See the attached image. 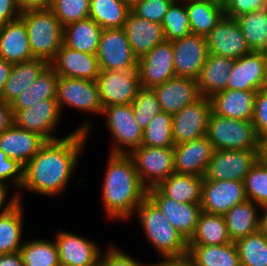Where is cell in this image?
<instances>
[{"mask_svg":"<svg viewBox=\"0 0 267 266\" xmlns=\"http://www.w3.org/2000/svg\"><path fill=\"white\" fill-rule=\"evenodd\" d=\"M89 122L84 120L64 138L47 141L24 165L20 188L50 198L62 195L74 176L78 158L92 131L93 123Z\"/></svg>","mask_w":267,"mask_h":266,"instance_id":"1","label":"cell"},{"mask_svg":"<svg viewBox=\"0 0 267 266\" xmlns=\"http://www.w3.org/2000/svg\"><path fill=\"white\" fill-rule=\"evenodd\" d=\"M102 184V201L107 219L130 220L137 205L147 197L132 157L109 153Z\"/></svg>","mask_w":267,"mask_h":266,"instance_id":"2","label":"cell"},{"mask_svg":"<svg viewBox=\"0 0 267 266\" xmlns=\"http://www.w3.org/2000/svg\"><path fill=\"white\" fill-rule=\"evenodd\" d=\"M144 234L161 257L182 256L188 253V242L172 226L167 217L146 197L133 212Z\"/></svg>","mask_w":267,"mask_h":266,"instance_id":"3","label":"cell"},{"mask_svg":"<svg viewBox=\"0 0 267 266\" xmlns=\"http://www.w3.org/2000/svg\"><path fill=\"white\" fill-rule=\"evenodd\" d=\"M32 56L49 64L55 59L63 45L64 26L50 10H28L21 13Z\"/></svg>","mask_w":267,"mask_h":266,"instance_id":"4","label":"cell"},{"mask_svg":"<svg viewBox=\"0 0 267 266\" xmlns=\"http://www.w3.org/2000/svg\"><path fill=\"white\" fill-rule=\"evenodd\" d=\"M206 136L215 150H263L252 120L232 119L211 112Z\"/></svg>","mask_w":267,"mask_h":266,"instance_id":"5","label":"cell"},{"mask_svg":"<svg viewBox=\"0 0 267 266\" xmlns=\"http://www.w3.org/2000/svg\"><path fill=\"white\" fill-rule=\"evenodd\" d=\"M101 115L106 117L107 129L113 139L110 153L130 154L141 146L143 130L135 120L131 104L103 107Z\"/></svg>","mask_w":267,"mask_h":266,"instance_id":"6","label":"cell"},{"mask_svg":"<svg viewBox=\"0 0 267 266\" xmlns=\"http://www.w3.org/2000/svg\"><path fill=\"white\" fill-rule=\"evenodd\" d=\"M129 155L134 161L139 179L147 190L157 187L174 173L173 148L141 145Z\"/></svg>","mask_w":267,"mask_h":266,"instance_id":"7","label":"cell"},{"mask_svg":"<svg viewBox=\"0 0 267 266\" xmlns=\"http://www.w3.org/2000/svg\"><path fill=\"white\" fill-rule=\"evenodd\" d=\"M262 155L263 150H215L204 177L217 181H244Z\"/></svg>","mask_w":267,"mask_h":266,"instance_id":"8","label":"cell"},{"mask_svg":"<svg viewBox=\"0 0 267 266\" xmlns=\"http://www.w3.org/2000/svg\"><path fill=\"white\" fill-rule=\"evenodd\" d=\"M100 70L118 71L138 68L124 28L103 29L96 53Z\"/></svg>","mask_w":267,"mask_h":266,"instance_id":"9","label":"cell"},{"mask_svg":"<svg viewBox=\"0 0 267 266\" xmlns=\"http://www.w3.org/2000/svg\"><path fill=\"white\" fill-rule=\"evenodd\" d=\"M56 100L61 111L65 106L101 116L103 106L96 81L80 78H58Z\"/></svg>","mask_w":267,"mask_h":266,"instance_id":"10","label":"cell"},{"mask_svg":"<svg viewBox=\"0 0 267 266\" xmlns=\"http://www.w3.org/2000/svg\"><path fill=\"white\" fill-rule=\"evenodd\" d=\"M96 82L103 107L131 104L141 87L138 69L100 70Z\"/></svg>","mask_w":267,"mask_h":266,"instance_id":"11","label":"cell"},{"mask_svg":"<svg viewBox=\"0 0 267 266\" xmlns=\"http://www.w3.org/2000/svg\"><path fill=\"white\" fill-rule=\"evenodd\" d=\"M61 115L57 100L48 99L16 111L13 120L17 127L39 134L46 141H54L61 139L54 135L60 124Z\"/></svg>","mask_w":267,"mask_h":266,"instance_id":"12","label":"cell"},{"mask_svg":"<svg viewBox=\"0 0 267 266\" xmlns=\"http://www.w3.org/2000/svg\"><path fill=\"white\" fill-rule=\"evenodd\" d=\"M246 200L244 181H217L203 177L200 202L203 212L224 215Z\"/></svg>","mask_w":267,"mask_h":266,"instance_id":"13","label":"cell"},{"mask_svg":"<svg viewBox=\"0 0 267 266\" xmlns=\"http://www.w3.org/2000/svg\"><path fill=\"white\" fill-rule=\"evenodd\" d=\"M211 112L210 98L202 96L195 103L172 115V136L175 145L205 136Z\"/></svg>","mask_w":267,"mask_h":266,"instance_id":"14","label":"cell"},{"mask_svg":"<svg viewBox=\"0 0 267 266\" xmlns=\"http://www.w3.org/2000/svg\"><path fill=\"white\" fill-rule=\"evenodd\" d=\"M173 56L172 42L165 40L139 58L137 69L140 86L143 88H153L176 77Z\"/></svg>","mask_w":267,"mask_h":266,"instance_id":"15","label":"cell"},{"mask_svg":"<svg viewBox=\"0 0 267 266\" xmlns=\"http://www.w3.org/2000/svg\"><path fill=\"white\" fill-rule=\"evenodd\" d=\"M176 77L196 80L208 56L206 37L190 34L172 41Z\"/></svg>","mask_w":267,"mask_h":266,"instance_id":"16","label":"cell"},{"mask_svg":"<svg viewBox=\"0 0 267 266\" xmlns=\"http://www.w3.org/2000/svg\"><path fill=\"white\" fill-rule=\"evenodd\" d=\"M267 88V55L250 52L235 59L226 89L258 91Z\"/></svg>","mask_w":267,"mask_h":266,"instance_id":"17","label":"cell"},{"mask_svg":"<svg viewBox=\"0 0 267 266\" xmlns=\"http://www.w3.org/2000/svg\"><path fill=\"white\" fill-rule=\"evenodd\" d=\"M147 197L188 242L195 232L199 215L202 212L201 204L177 202L165 197L156 187L147 190Z\"/></svg>","mask_w":267,"mask_h":266,"instance_id":"18","label":"cell"},{"mask_svg":"<svg viewBox=\"0 0 267 266\" xmlns=\"http://www.w3.org/2000/svg\"><path fill=\"white\" fill-rule=\"evenodd\" d=\"M208 53L238 59L251 52L237 20L224 15L206 36Z\"/></svg>","mask_w":267,"mask_h":266,"instance_id":"19","label":"cell"},{"mask_svg":"<svg viewBox=\"0 0 267 266\" xmlns=\"http://www.w3.org/2000/svg\"><path fill=\"white\" fill-rule=\"evenodd\" d=\"M56 234L60 266H92L100 260L102 251L96 242L69 231Z\"/></svg>","mask_w":267,"mask_h":266,"instance_id":"20","label":"cell"},{"mask_svg":"<svg viewBox=\"0 0 267 266\" xmlns=\"http://www.w3.org/2000/svg\"><path fill=\"white\" fill-rule=\"evenodd\" d=\"M174 173L204 177L209 162L215 152L207 136H203L173 147Z\"/></svg>","mask_w":267,"mask_h":266,"instance_id":"21","label":"cell"},{"mask_svg":"<svg viewBox=\"0 0 267 266\" xmlns=\"http://www.w3.org/2000/svg\"><path fill=\"white\" fill-rule=\"evenodd\" d=\"M153 90L160 102L162 111L174 115L187 105L195 103L202 96L196 80L173 77Z\"/></svg>","mask_w":267,"mask_h":266,"instance_id":"22","label":"cell"},{"mask_svg":"<svg viewBox=\"0 0 267 266\" xmlns=\"http://www.w3.org/2000/svg\"><path fill=\"white\" fill-rule=\"evenodd\" d=\"M58 76L96 81L100 74L96 54H89L66 47L64 44L50 63Z\"/></svg>","mask_w":267,"mask_h":266,"instance_id":"23","label":"cell"},{"mask_svg":"<svg viewBox=\"0 0 267 266\" xmlns=\"http://www.w3.org/2000/svg\"><path fill=\"white\" fill-rule=\"evenodd\" d=\"M46 142L39 134L19 128L14 123L0 134V150L23 166Z\"/></svg>","mask_w":267,"mask_h":266,"instance_id":"24","label":"cell"},{"mask_svg":"<svg viewBox=\"0 0 267 266\" xmlns=\"http://www.w3.org/2000/svg\"><path fill=\"white\" fill-rule=\"evenodd\" d=\"M123 28L130 47L138 59L147 54L157 44L165 41L161 24L140 18L132 11L128 13Z\"/></svg>","mask_w":267,"mask_h":266,"instance_id":"25","label":"cell"},{"mask_svg":"<svg viewBox=\"0 0 267 266\" xmlns=\"http://www.w3.org/2000/svg\"><path fill=\"white\" fill-rule=\"evenodd\" d=\"M0 58L11 63L34 59L27 29L21 18L0 26Z\"/></svg>","mask_w":267,"mask_h":266,"instance_id":"26","label":"cell"},{"mask_svg":"<svg viewBox=\"0 0 267 266\" xmlns=\"http://www.w3.org/2000/svg\"><path fill=\"white\" fill-rule=\"evenodd\" d=\"M257 91L226 89L211 98L212 112L223 117L252 120Z\"/></svg>","mask_w":267,"mask_h":266,"instance_id":"27","label":"cell"},{"mask_svg":"<svg viewBox=\"0 0 267 266\" xmlns=\"http://www.w3.org/2000/svg\"><path fill=\"white\" fill-rule=\"evenodd\" d=\"M234 60L209 53L196 82L201 96L211 98L226 90Z\"/></svg>","mask_w":267,"mask_h":266,"instance_id":"28","label":"cell"},{"mask_svg":"<svg viewBox=\"0 0 267 266\" xmlns=\"http://www.w3.org/2000/svg\"><path fill=\"white\" fill-rule=\"evenodd\" d=\"M258 207L262 209L251 200H246L223 215L232 242L261 229V212H258Z\"/></svg>","mask_w":267,"mask_h":266,"instance_id":"29","label":"cell"},{"mask_svg":"<svg viewBox=\"0 0 267 266\" xmlns=\"http://www.w3.org/2000/svg\"><path fill=\"white\" fill-rule=\"evenodd\" d=\"M102 31L96 21L87 17L64 27L63 44L77 51L96 54Z\"/></svg>","mask_w":267,"mask_h":266,"instance_id":"30","label":"cell"},{"mask_svg":"<svg viewBox=\"0 0 267 266\" xmlns=\"http://www.w3.org/2000/svg\"><path fill=\"white\" fill-rule=\"evenodd\" d=\"M49 65L47 61L35 58L13 63L11 74L2 92V99L10 104L22 91L28 89Z\"/></svg>","mask_w":267,"mask_h":266,"instance_id":"31","label":"cell"},{"mask_svg":"<svg viewBox=\"0 0 267 266\" xmlns=\"http://www.w3.org/2000/svg\"><path fill=\"white\" fill-rule=\"evenodd\" d=\"M58 78V74L49 65L28 89L22 91L10 103L13 114L18 110L31 107L39 101L56 99Z\"/></svg>","mask_w":267,"mask_h":266,"instance_id":"32","label":"cell"},{"mask_svg":"<svg viewBox=\"0 0 267 266\" xmlns=\"http://www.w3.org/2000/svg\"><path fill=\"white\" fill-rule=\"evenodd\" d=\"M202 181L203 177L173 173L156 188L177 202L200 204Z\"/></svg>","mask_w":267,"mask_h":266,"instance_id":"33","label":"cell"},{"mask_svg":"<svg viewBox=\"0 0 267 266\" xmlns=\"http://www.w3.org/2000/svg\"><path fill=\"white\" fill-rule=\"evenodd\" d=\"M191 34L206 37L225 15L224 6L210 0H186Z\"/></svg>","mask_w":267,"mask_h":266,"instance_id":"34","label":"cell"},{"mask_svg":"<svg viewBox=\"0 0 267 266\" xmlns=\"http://www.w3.org/2000/svg\"><path fill=\"white\" fill-rule=\"evenodd\" d=\"M196 266H241L235 242L221 245H188Z\"/></svg>","mask_w":267,"mask_h":266,"instance_id":"35","label":"cell"},{"mask_svg":"<svg viewBox=\"0 0 267 266\" xmlns=\"http://www.w3.org/2000/svg\"><path fill=\"white\" fill-rule=\"evenodd\" d=\"M232 242L223 215L201 212L188 245H221Z\"/></svg>","mask_w":267,"mask_h":266,"instance_id":"36","label":"cell"},{"mask_svg":"<svg viewBox=\"0 0 267 266\" xmlns=\"http://www.w3.org/2000/svg\"><path fill=\"white\" fill-rule=\"evenodd\" d=\"M251 52H267V7L236 18Z\"/></svg>","mask_w":267,"mask_h":266,"instance_id":"37","label":"cell"},{"mask_svg":"<svg viewBox=\"0 0 267 266\" xmlns=\"http://www.w3.org/2000/svg\"><path fill=\"white\" fill-rule=\"evenodd\" d=\"M23 202L5 214H0V254L20 251L23 237Z\"/></svg>","mask_w":267,"mask_h":266,"instance_id":"38","label":"cell"},{"mask_svg":"<svg viewBox=\"0 0 267 266\" xmlns=\"http://www.w3.org/2000/svg\"><path fill=\"white\" fill-rule=\"evenodd\" d=\"M130 11L121 0H90L89 17L102 29L123 28Z\"/></svg>","mask_w":267,"mask_h":266,"instance_id":"39","label":"cell"},{"mask_svg":"<svg viewBox=\"0 0 267 266\" xmlns=\"http://www.w3.org/2000/svg\"><path fill=\"white\" fill-rule=\"evenodd\" d=\"M24 266H60L55 241L32 239L20 248Z\"/></svg>","mask_w":267,"mask_h":266,"instance_id":"40","label":"cell"},{"mask_svg":"<svg viewBox=\"0 0 267 266\" xmlns=\"http://www.w3.org/2000/svg\"><path fill=\"white\" fill-rule=\"evenodd\" d=\"M235 243L241 266H267V236L261 229Z\"/></svg>","mask_w":267,"mask_h":266,"instance_id":"41","label":"cell"},{"mask_svg":"<svg viewBox=\"0 0 267 266\" xmlns=\"http://www.w3.org/2000/svg\"><path fill=\"white\" fill-rule=\"evenodd\" d=\"M142 146L173 148L172 115L161 111L143 130Z\"/></svg>","mask_w":267,"mask_h":266,"instance_id":"42","label":"cell"},{"mask_svg":"<svg viewBox=\"0 0 267 266\" xmlns=\"http://www.w3.org/2000/svg\"><path fill=\"white\" fill-rule=\"evenodd\" d=\"M244 188L247 200L267 207V158L263 155L245 176Z\"/></svg>","mask_w":267,"mask_h":266,"instance_id":"43","label":"cell"},{"mask_svg":"<svg viewBox=\"0 0 267 266\" xmlns=\"http://www.w3.org/2000/svg\"><path fill=\"white\" fill-rule=\"evenodd\" d=\"M161 25L166 41L172 42L190 35V21L185 2L171 4Z\"/></svg>","mask_w":267,"mask_h":266,"instance_id":"44","label":"cell"},{"mask_svg":"<svg viewBox=\"0 0 267 266\" xmlns=\"http://www.w3.org/2000/svg\"><path fill=\"white\" fill-rule=\"evenodd\" d=\"M131 105L135 120L142 130L162 111L153 88L140 87Z\"/></svg>","mask_w":267,"mask_h":266,"instance_id":"45","label":"cell"},{"mask_svg":"<svg viewBox=\"0 0 267 266\" xmlns=\"http://www.w3.org/2000/svg\"><path fill=\"white\" fill-rule=\"evenodd\" d=\"M50 10L65 27L89 17L90 0H53Z\"/></svg>","mask_w":267,"mask_h":266,"instance_id":"46","label":"cell"},{"mask_svg":"<svg viewBox=\"0 0 267 266\" xmlns=\"http://www.w3.org/2000/svg\"><path fill=\"white\" fill-rule=\"evenodd\" d=\"M170 5L166 0H139L131 11L140 18L161 24Z\"/></svg>","mask_w":267,"mask_h":266,"instance_id":"47","label":"cell"},{"mask_svg":"<svg viewBox=\"0 0 267 266\" xmlns=\"http://www.w3.org/2000/svg\"><path fill=\"white\" fill-rule=\"evenodd\" d=\"M23 168L15 159H10L2 150H0V181L8 183L16 188L21 187L23 182Z\"/></svg>","mask_w":267,"mask_h":266,"instance_id":"48","label":"cell"},{"mask_svg":"<svg viewBox=\"0 0 267 266\" xmlns=\"http://www.w3.org/2000/svg\"><path fill=\"white\" fill-rule=\"evenodd\" d=\"M252 122L258 137L264 142L267 139V88L256 93Z\"/></svg>","mask_w":267,"mask_h":266,"instance_id":"49","label":"cell"},{"mask_svg":"<svg viewBox=\"0 0 267 266\" xmlns=\"http://www.w3.org/2000/svg\"><path fill=\"white\" fill-rule=\"evenodd\" d=\"M105 251L104 255L102 253L100 255V260L104 266H153V263H142L140 260L134 259L113 244L109 245Z\"/></svg>","mask_w":267,"mask_h":266,"instance_id":"50","label":"cell"},{"mask_svg":"<svg viewBox=\"0 0 267 266\" xmlns=\"http://www.w3.org/2000/svg\"><path fill=\"white\" fill-rule=\"evenodd\" d=\"M267 7L266 0H227L224 5L225 15L237 17Z\"/></svg>","mask_w":267,"mask_h":266,"instance_id":"51","label":"cell"},{"mask_svg":"<svg viewBox=\"0 0 267 266\" xmlns=\"http://www.w3.org/2000/svg\"><path fill=\"white\" fill-rule=\"evenodd\" d=\"M9 183L0 181V214H5L14 209L22 202V196L20 192L14 193V195L9 198ZM9 198V199H8Z\"/></svg>","mask_w":267,"mask_h":266,"instance_id":"52","label":"cell"},{"mask_svg":"<svg viewBox=\"0 0 267 266\" xmlns=\"http://www.w3.org/2000/svg\"><path fill=\"white\" fill-rule=\"evenodd\" d=\"M16 0H0V26L20 18Z\"/></svg>","mask_w":267,"mask_h":266,"instance_id":"53","label":"cell"},{"mask_svg":"<svg viewBox=\"0 0 267 266\" xmlns=\"http://www.w3.org/2000/svg\"><path fill=\"white\" fill-rule=\"evenodd\" d=\"M162 260L153 266H196L193 258L187 253L182 256L160 257Z\"/></svg>","mask_w":267,"mask_h":266,"instance_id":"54","label":"cell"},{"mask_svg":"<svg viewBox=\"0 0 267 266\" xmlns=\"http://www.w3.org/2000/svg\"><path fill=\"white\" fill-rule=\"evenodd\" d=\"M53 0H16L17 7L22 13L28 10H47L51 8Z\"/></svg>","mask_w":267,"mask_h":266,"instance_id":"55","label":"cell"},{"mask_svg":"<svg viewBox=\"0 0 267 266\" xmlns=\"http://www.w3.org/2000/svg\"><path fill=\"white\" fill-rule=\"evenodd\" d=\"M13 116L11 105L0 98V134L14 123Z\"/></svg>","mask_w":267,"mask_h":266,"instance_id":"56","label":"cell"},{"mask_svg":"<svg viewBox=\"0 0 267 266\" xmlns=\"http://www.w3.org/2000/svg\"><path fill=\"white\" fill-rule=\"evenodd\" d=\"M0 266H24L20 251L0 254Z\"/></svg>","mask_w":267,"mask_h":266,"instance_id":"57","label":"cell"},{"mask_svg":"<svg viewBox=\"0 0 267 266\" xmlns=\"http://www.w3.org/2000/svg\"><path fill=\"white\" fill-rule=\"evenodd\" d=\"M12 68H13V63L0 58V98L1 99H2V92L4 89L5 83L11 74Z\"/></svg>","mask_w":267,"mask_h":266,"instance_id":"58","label":"cell"},{"mask_svg":"<svg viewBox=\"0 0 267 266\" xmlns=\"http://www.w3.org/2000/svg\"><path fill=\"white\" fill-rule=\"evenodd\" d=\"M261 212V230L267 236V207L260 210Z\"/></svg>","mask_w":267,"mask_h":266,"instance_id":"59","label":"cell"},{"mask_svg":"<svg viewBox=\"0 0 267 266\" xmlns=\"http://www.w3.org/2000/svg\"><path fill=\"white\" fill-rule=\"evenodd\" d=\"M263 156L267 158V139L263 142Z\"/></svg>","mask_w":267,"mask_h":266,"instance_id":"60","label":"cell"},{"mask_svg":"<svg viewBox=\"0 0 267 266\" xmlns=\"http://www.w3.org/2000/svg\"><path fill=\"white\" fill-rule=\"evenodd\" d=\"M123 2H125L126 4H128L130 7H132L136 2H138L139 0H121Z\"/></svg>","mask_w":267,"mask_h":266,"instance_id":"61","label":"cell"},{"mask_svg":"<svg viewBox=\"0 0 267 266\" xmlns=\"http://www.w3.org/2000/svg\"><path fill=\"white\" fill-rule=\"evenodd\" d=\"M210 1H213V2H216L218 4H221V5H225V3L227 2V0H210Z\"/></svg>","mask_w":267,"mask_h":266,"instance_id":"62","label":"cell"},{"mask_svg":"<svg viewBox=\"0 0 267 266\" xmlns=\"http://www.w3.org/2000/svg\"><path fill=\"white\" fill-rule=\"evenodd\" d=\"M168 2H170L171 4L173 3H184L186 0H166Z\"/></svg>","mask_w":267,"mask_h":266,"instance_id":"63","label":"cell"},{"mask_svg":"<svg viewBox=\"0 0 267 266\" xmlns=\"http://www.w3.org/2000/svg\"><path fill=\"white\" fill-rule=\"evenodd\" d=\"M92 266H104L103 262L101 260H98L94 265Z\"/></svg>","mask_w":267,"mask_h":266,"instance_id":"64","label":"cell"}]
</instances>
